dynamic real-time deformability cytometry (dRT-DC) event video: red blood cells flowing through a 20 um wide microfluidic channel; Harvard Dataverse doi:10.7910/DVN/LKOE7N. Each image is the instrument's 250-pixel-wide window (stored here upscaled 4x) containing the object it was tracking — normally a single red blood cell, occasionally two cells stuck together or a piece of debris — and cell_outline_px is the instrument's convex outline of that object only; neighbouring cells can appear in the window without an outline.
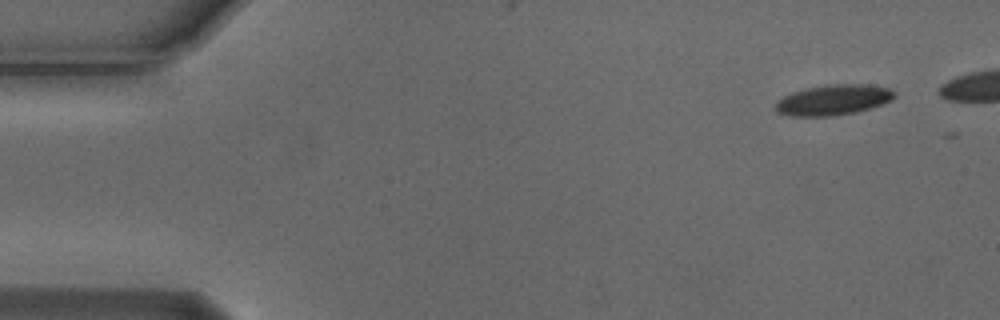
{"species": "Egyptian fruit bat (a non-hibernating species)", "species_latin": "Rousettus aegyptiacus", "temperature_condition": "cold", "stored_images_in_passage": 17, "camera_frame_rate_fps": 3000, "um_per_image_px": 0.085, "animal": {"sex": "male"}, "frame": {"image": 1, "passage_image": 1, "time_ms": 0.0, "image_size_px": [1000, 320], "cell_outline_px": [[896, 96], [892, 100], [856, 112], [832, 116], [792, 116], [776, 112], [776, 100], [792, 92], [804, 88], [828, 84], [864, 84], [888, 88], [896, 92]], "centroid_in_image_um": [70.81, 8.48], "position_along_channel_um": 14.2, "area_um2": 21.1}}
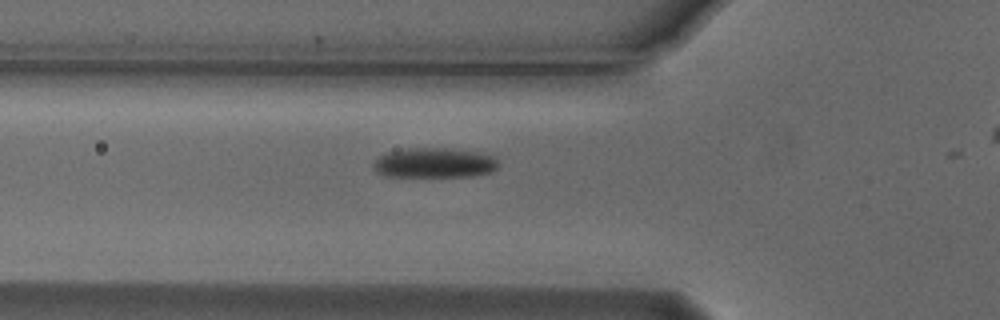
{"frame": {"image": 2, "passage_image": 16, "time_ms": 5.0, "image_size_px": [1000, 320], "cell_outline_px": [[500, 164], [492, 172], [472, 176], [388, 176], [376, 172], [372, 164], [384, 152], [400, 148], [448, 148], [476, 152], [496, 156]], "centroid_in_image_um": [36.93, 13.83], "position_along_channel_um": 88.9, "area_um2": 22.02}}